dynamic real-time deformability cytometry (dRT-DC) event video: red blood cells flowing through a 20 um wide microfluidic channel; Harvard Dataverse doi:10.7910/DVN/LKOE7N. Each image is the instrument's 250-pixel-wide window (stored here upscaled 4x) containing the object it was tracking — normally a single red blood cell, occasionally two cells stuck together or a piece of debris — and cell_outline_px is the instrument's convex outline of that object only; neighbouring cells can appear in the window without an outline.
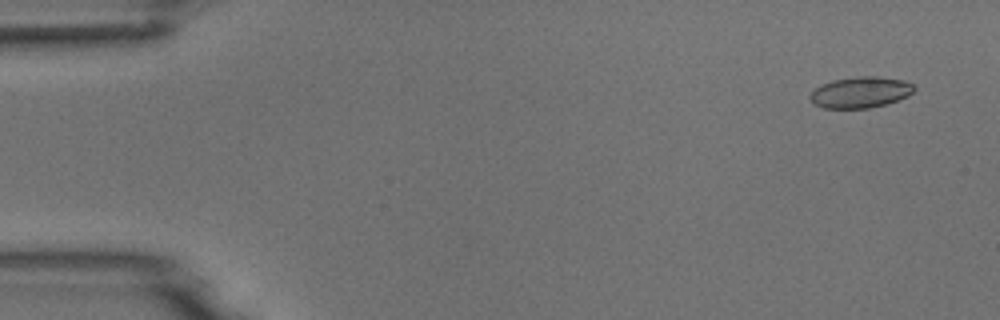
{"species": "common noctule bat (a hibernating species)", "species_latin": "Nyctalus noctula", "temperature_condition": "room temperature", "stored_images_in_passage": 5, "camera_frame_rate_fps": 3000, "um_per_image_px": 0.085, "animal": {"sex": "male", "body_mass_g": 18.8}, "frame": {"image": 1, "passage_image": 1, "time_ms": 0.0, "image_size_px": [1000, 320], "cell_outline_px": [[916, 88], [908, 96], [884, 104], [868, 108], [824, 108], [816, 104], [808, 96], [820, 84], [832, 80], [856, 76], [876, 76], [904, 80], [912, 84]], "centroid_in_image_um": [73.13, 7.83], "position_along_channel_um": 11.9, "area_um2": 18.73}}
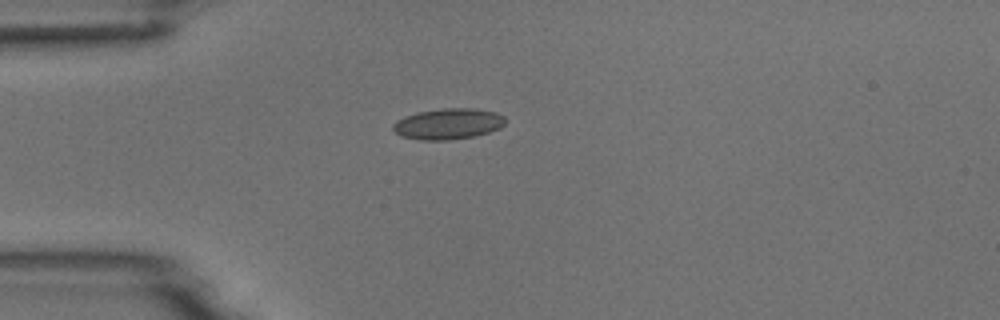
{"frame": {"image": 2, "passage_image": 4, "time_ms": 3.667, "image_size_px": [1000, 320], "cell_outline_px": [[504, 124], [500, 128], [488, 132], [472, 136], [448, 140], [420, 140], [400, 136], [392, 128], [392, 124], [396, 120], [404, 116], [416, 112], [444, 108], [472, 108], [496, 112], [504, 116]], "centroid_in_image_um": [38.05, 10.52], "position_along_channel_um": 47.0, "area_um2": 20.23}}